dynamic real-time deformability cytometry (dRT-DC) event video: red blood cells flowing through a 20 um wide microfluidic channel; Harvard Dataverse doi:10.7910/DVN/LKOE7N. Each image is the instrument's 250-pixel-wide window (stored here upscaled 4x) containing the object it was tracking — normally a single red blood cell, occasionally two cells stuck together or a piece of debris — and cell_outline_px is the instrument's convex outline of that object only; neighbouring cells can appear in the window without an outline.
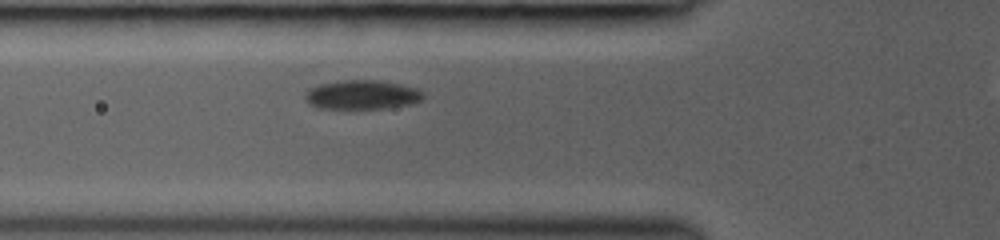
{"species": "common noctule bat (a hibernating species)", "species_latin": "Nyctalus noctula", "temperature_condition": "room temperature", "stored_images_in_passage": 4, "camera_frame_rate_fps": 3000, "um_per_image_px": 0.085, "animal": {"sex": "female", "body_mass_g": 19.0, "forearm_length_mm": 53.3}, "frame": {"image": 1, "passage_image": 2, "time_ms": 0.667, "image_size_px": [1000, 240], "cell_outline_px": [[424, 96], [420, 100], [412, 104], [388, 108], [356, 112], [316, 108], [308, 104], [304, 96], [304, 92], [308, 88], [320, 84], [336, 80], [380, 80], [400, 84], [416, 88], [424, 92]], "centroid_in_image_um": [30.7, 8.11], "position_along_channel_um": 95.1, "area_um2": 21.39}}
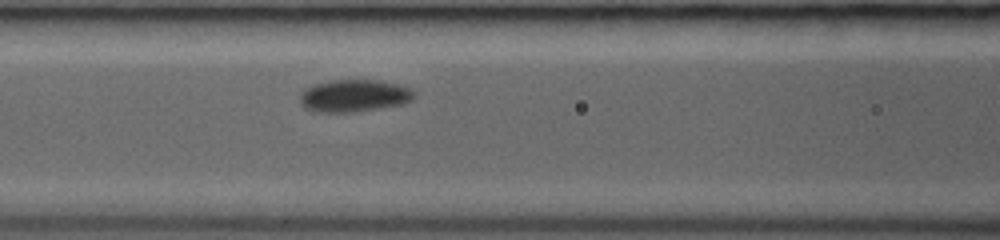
{"frame": {"image": 2, "passage_image": 4, "time_ms": 1.667, "image_size_px": [1000, 240], "cell_outline_px": [[416, 96], [412, 100], [400, 104], [380, 108], [352, 112], [320, 112], [304, 108], [300, 104], [300, 92], [304, 88], [316, 84], [332, 80], [380, 80], [400, 84], [416, 92]], "centroid_in_image_um": [30.1, 8.13], "position_along_channel_um": 136.5, "area_um2": 21.62}}